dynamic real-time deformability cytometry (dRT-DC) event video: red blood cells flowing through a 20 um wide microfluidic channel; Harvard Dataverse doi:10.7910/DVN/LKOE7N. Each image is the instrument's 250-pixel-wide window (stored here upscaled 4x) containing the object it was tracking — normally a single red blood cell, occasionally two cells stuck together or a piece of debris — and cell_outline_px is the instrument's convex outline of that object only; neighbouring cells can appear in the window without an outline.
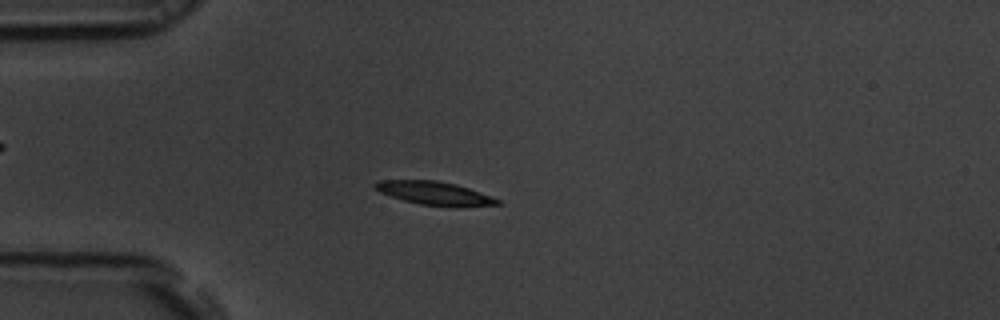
{"species": "common noctule bat (a hibernating species)", "species_latin": "Nyctalus noctula", "temperature_condition": "room temperature", "stored_images_in_passage": 55, "camera_frame_rate_fps": 3000, "um_per_image_px": 0.085, "animal": {"sex": "male", "body_mass_g": 19.5, "forearm_length_mm": 54.6}, "frame": {"image": 1, "passage_image": 15, "time_ms": 4.667, "image_size_px": [1000, 320], "cell_outline_px": [[500, 204], [452, 208], [420, 204], [404, 200], [380, 192], [372, 184], [380, 180], [436, 180], [456, 184], [492, 196], [500, 200]], "centroid_in_image_um": [36.97, 16.44], "position_along_channel_um": 48.0, "area_um2": 16.76}}
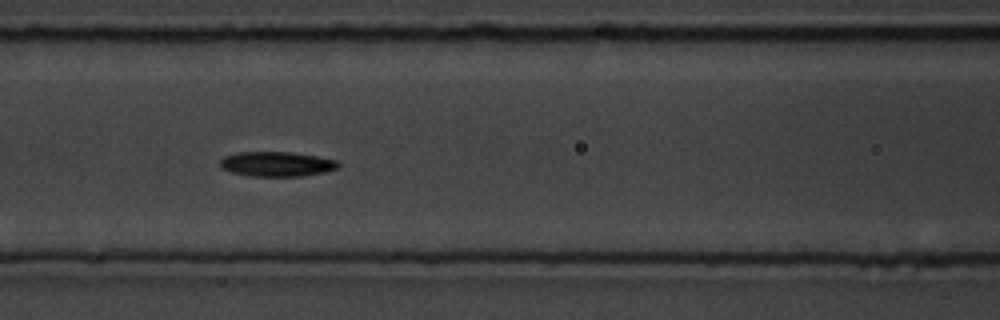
{"frame": {"image": 2, "passage_image": 24, "time_ms": 7.667, "image_size_px": [1000, 320], "cell_outline_px": [[340, 164], [336, 168], [324, 172], [300, 176], [252, 176], [232, 172], [220, 168], [220, 160], [224, 156], [236, 152], [288, 152], [316, 156], [336, 160]], "centroid_in_image_um": [23.48, 13.94], "position_along_channel_um": 143.1, "area_um2": 16.94}}
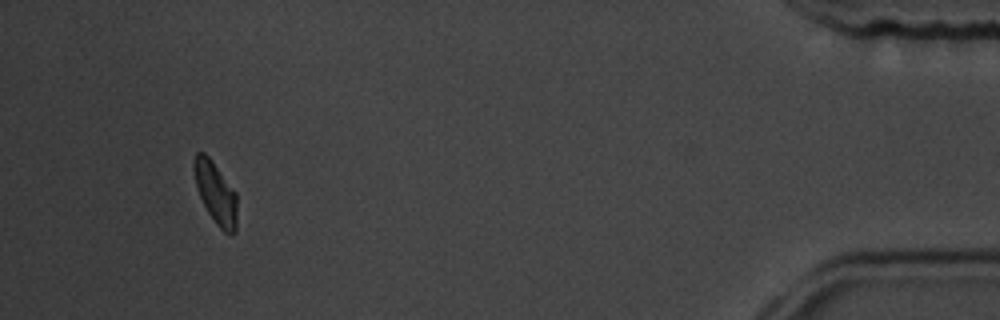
{"frame": {"image": 3, "passage_image": 52, "time_ms": 17.0, "image_size_px": [1000, 320], "cell_outline_px": [[236, 232], [232, 236], [228, 236], [216, 224], [208, 212], [200, 196], [196, 184], [192, 168], [192, 164], [196, 152], [204, 152], [212, 160], [236, 192]], "centroid_in_image_um": [18.33, 16.4], "position_along_channel_um": 416.9, "area_um2": 15.61}, "authors_computed_cell_mechanics": {"area_um2": 16.5308, "velocity_mm_per_s": 3.6845, "shape_relaxation_time_tau1_ms": 3.626, "shape_relaxation_time_tau2_ms": 3.3199, "deformation_change_tau1": 0.1135, "deformation_change_tau2": 0.0802}}